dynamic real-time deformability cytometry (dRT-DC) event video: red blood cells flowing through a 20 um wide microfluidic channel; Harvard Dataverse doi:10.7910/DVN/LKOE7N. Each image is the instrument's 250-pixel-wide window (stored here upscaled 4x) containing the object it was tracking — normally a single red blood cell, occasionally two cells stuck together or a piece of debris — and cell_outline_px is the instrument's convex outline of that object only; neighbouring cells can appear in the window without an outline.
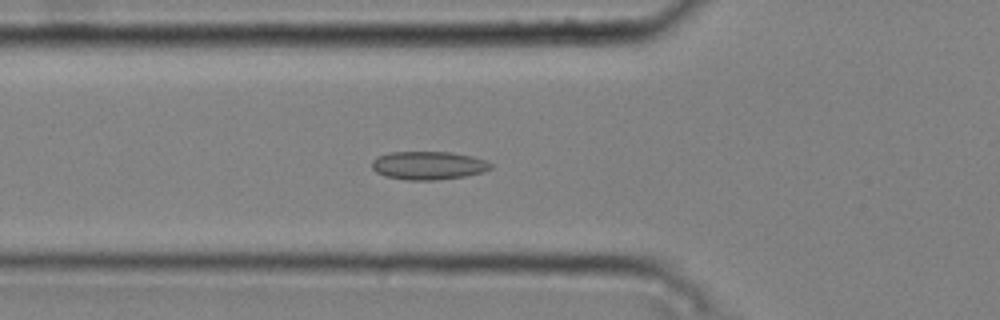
{"species": "common noctule bat (a hibernating species)", "species_latin": "Nyctalus noctula", "temperature_condition": "cold", "stored_images_in_passage": 53, "camera_frame_rate_fps": 3000, "um_per_image_px": 0.085, "animal": {"sex": "male", "body_mass_g": 20.4}, "frame": {"image": 1, "passage_image": 19, "time_ms": 6.0, "image_size_px": [1000, 320], "cell_outline_px": [[492, 168], [484, 172], [464, 176], [436, 180], [408, 180], [384, 176], [376, 172], [372, 168], [372, 160], [376, 156], [388, 152], [452, 152], [472, 156], [484, 160], [492, 164]], "centroid_in_image_um": [36.39, 14.06], "position_along_channel_um": 89.4, "area_um2": 19.71}}
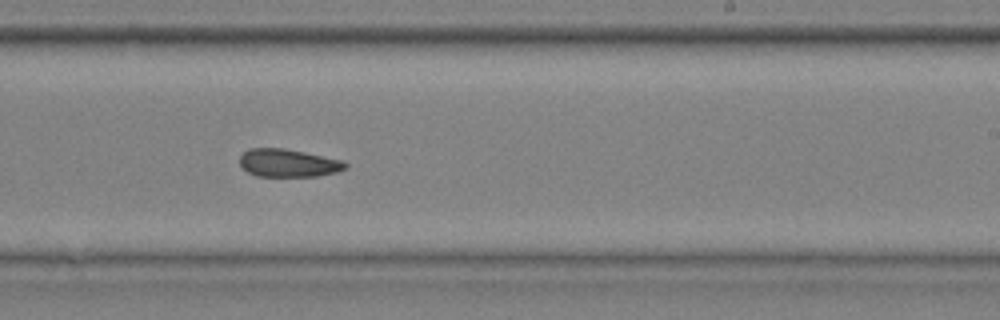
{"frame": {"image": 2, "passage_image": 33, "time_ms": 10.667, "image_size_px": [1000, 320], "cell_outline_px": [[348, 168], [336, 172], [316, 176], [256, 176], [248, 172], [240, 164], [240, 156], [248, 148], [284, 148], [344, 160], [348, 164]], "centroid_in_image_um": [24.52, 13.85], "position_along_channel_um": 264.5, "area_um2": 17.22}}
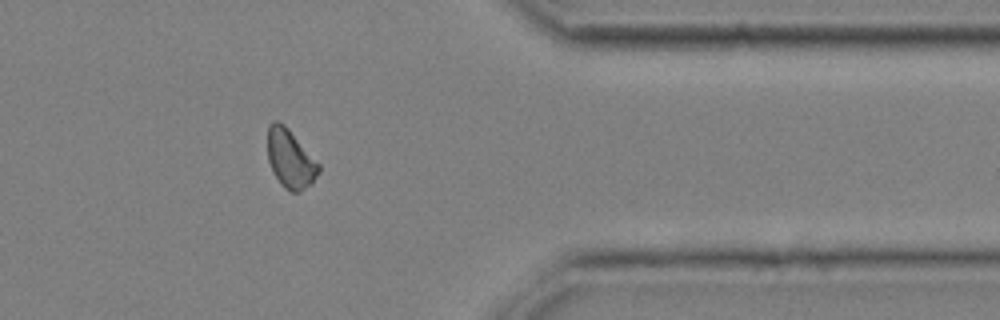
{"frame": {"image": 3, "passage_image": 44, "time_ms": 14.333, "image_size_px": [1000, 320], "cell_outline_px": [[320, 172], [312, 184], [300, 192], [292, 192], [284, 188], [280, 184], [272, 172], [268, 160], [268, 124], [272, 120], [276, 120], [284, 124], [288, 128], [320, 164]], "centroid_in_image_um": [24.68, 13.51], "position_along_channel_um": 386.7, "area_um2": 17.69}}